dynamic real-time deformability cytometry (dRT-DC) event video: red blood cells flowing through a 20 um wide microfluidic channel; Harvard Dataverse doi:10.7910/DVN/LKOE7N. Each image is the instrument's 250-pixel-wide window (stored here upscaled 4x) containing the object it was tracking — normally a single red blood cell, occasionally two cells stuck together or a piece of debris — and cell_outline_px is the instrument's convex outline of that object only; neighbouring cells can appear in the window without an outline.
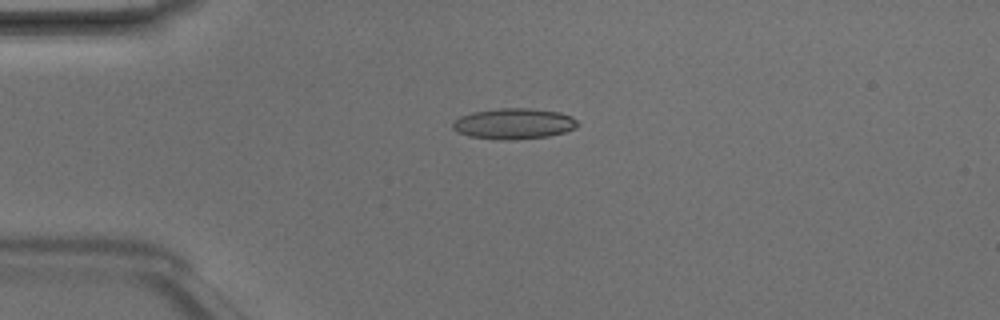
{"species": "Egyptian fruit bat (a non-hibernating species)", "species_latin": "Rousettus aegyptiacus", "temperature_condition": "room temperature", "stored_images_in_passage": 7, "camera_frame_rate_fps": 3000, "um_per_image_px": 0.085, "animal": {"sex": "male"}, "frame": {"image": 1, "passage_image": 4, "time_ms": 1.0, "image_size_px": [1000, 320], "cell_outline_px": [[580, 124], [576, 128], [564, 132], [548, 136], [516, 140], [500, 140], [468, 136], [456, 132], [452, 128], [452, 124], [460, 116], [472, 112], [500, 108], [528, 108], [560, 112], [572, 116]], "centroid_in_image_um": [43.68, 10.52], "position_along_channel_um": 41.3, "area_um2": 22.6}}